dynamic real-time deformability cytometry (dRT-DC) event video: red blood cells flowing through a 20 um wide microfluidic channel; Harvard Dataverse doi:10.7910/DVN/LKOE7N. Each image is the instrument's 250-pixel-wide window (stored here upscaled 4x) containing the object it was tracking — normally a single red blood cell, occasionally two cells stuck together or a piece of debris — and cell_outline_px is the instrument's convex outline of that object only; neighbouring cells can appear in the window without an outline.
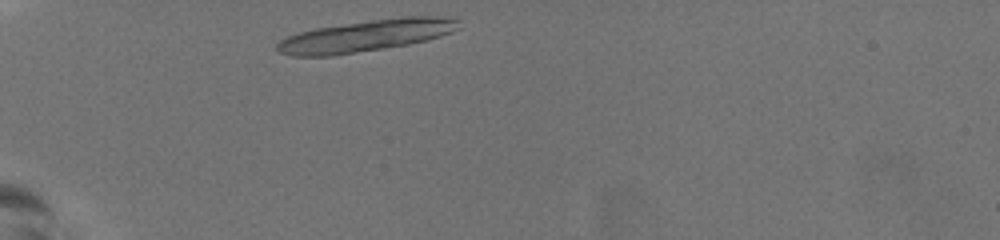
{"species": "common noctule bat (a hibernating species)", "species_latin": "Nyctalus noctula", "temperature_condition": "warm", "stored_images_in_passage": 8, "camera_frame_rate_fps": 3000, "um_per_image_px": 0.085, "animal": {"sex": "female", "body_mass_g": 19.5, "forearm_length_mm": 54.1}, "frame": {"image": 1, "passage_image": 2, "time_ms": 0.333, "image_size_px": [1000, 240], "cell_outline_px": [[460, 28], [452, 32], [440, 36], [408, 44], [384, 48], [332, 56], [292, 56], [280, 52], [276, 48], [276, 44], [280, 40], [288, 36], [300, 32], [316, 28], [372, 20], [408, 16], [436, 16], [460, 20]], "centroid_in_image_um": [31.11, 3.04], "position_along_channel_um": 53.9, "area_um2": 33.18}}